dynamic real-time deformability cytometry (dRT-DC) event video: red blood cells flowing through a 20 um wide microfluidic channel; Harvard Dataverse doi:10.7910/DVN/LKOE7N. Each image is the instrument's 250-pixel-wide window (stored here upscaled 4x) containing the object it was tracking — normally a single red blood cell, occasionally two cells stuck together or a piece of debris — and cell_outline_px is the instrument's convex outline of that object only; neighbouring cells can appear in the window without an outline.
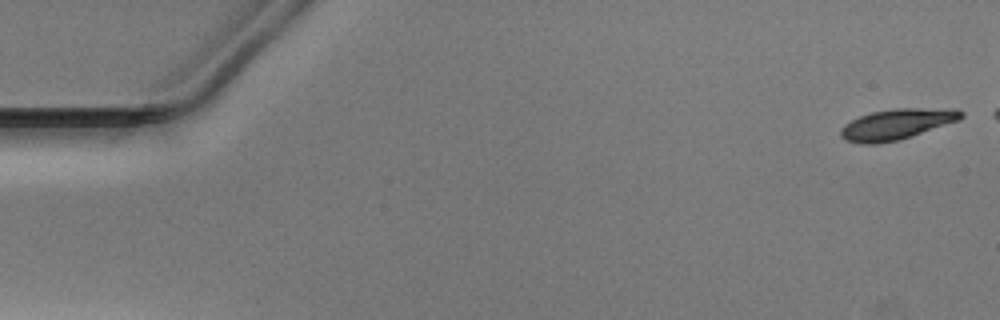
{"species": "Egyptian fruit bat (a non-hibernating species)", "species_latin": "Rousettus aegyptiacus", "temperature_condition": "warm", "stored_images_in_passage": 46, "camera_frame_rate_fps": 3000, "um_per_image_px": 0.085, "animal": {"sex": "male"}, "frame": {"image": 1, "passage_image": 1, "time_ms": 0.0, "image_size_px": [1000, 320], "cell_outline_px": [[964, 116], [960, 120], [900, 140], [876, 144], [860, 144], [844, 140], [840, 136], [840, 128], [844, 124], [860, 116], [872, 112], [896, 108], [960, 108], [964, 112]], "centroid_in_image_um": [76.25, 10.55], "position_along_channel_um": 8.7, "area_um2": 21.85}}
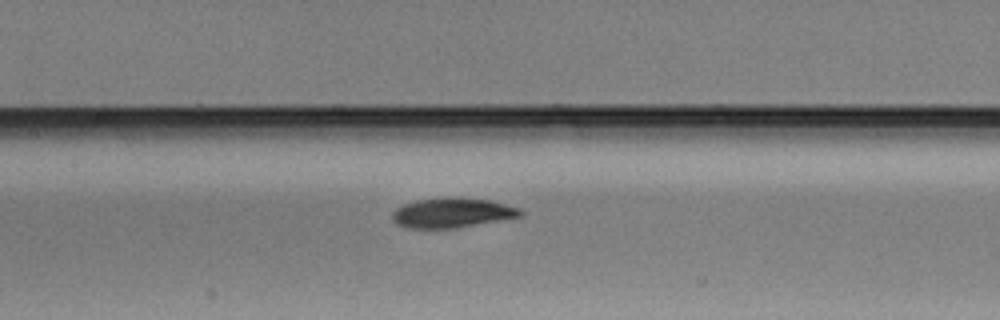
{"frame": {"image": 2, "passage_image": 24, "time_ms": 7.667, "image_size_px": [1000, 320], "cell_outline_px": [[524, 216], [460, 228], [408, 228], [396, 224], [392, 220], [392, 212], [396, 208], [404, 204], [416, 200], [448, 196], [460, 196], [488, 200], [520, 208], [524, 212]], "centroid_in_image_um": [38.45, 18.08], "position_along_channel_um": 168.9, "area_um2": 22.77}}
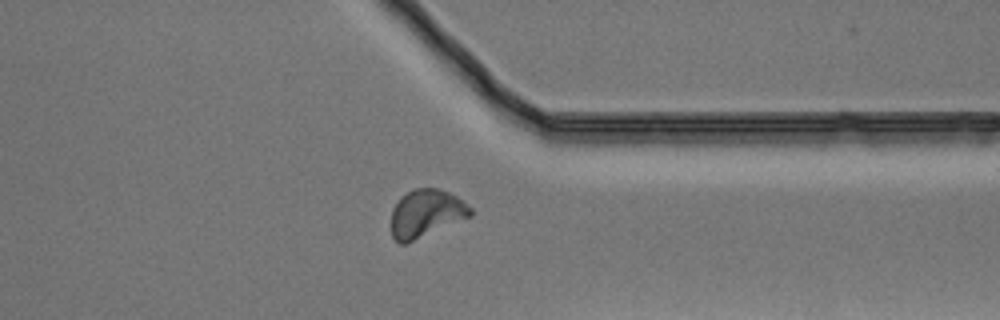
{"frame": {"image": 3, "passage_image": 40, "time_ms": 13.0, "image_size_px": [1000, 320], "cell_outline_px": [[472, 216], [408, 244], [400, 244], [392, 236], [392, 208], [400, 196], [416, 188], [436, 188], [448, 192], [456, 196], [472, 208]], "centroid_in_image_um": [36.21, 18.16], "position_along_channel_um": 375.2, "area_um2": 22.25}}